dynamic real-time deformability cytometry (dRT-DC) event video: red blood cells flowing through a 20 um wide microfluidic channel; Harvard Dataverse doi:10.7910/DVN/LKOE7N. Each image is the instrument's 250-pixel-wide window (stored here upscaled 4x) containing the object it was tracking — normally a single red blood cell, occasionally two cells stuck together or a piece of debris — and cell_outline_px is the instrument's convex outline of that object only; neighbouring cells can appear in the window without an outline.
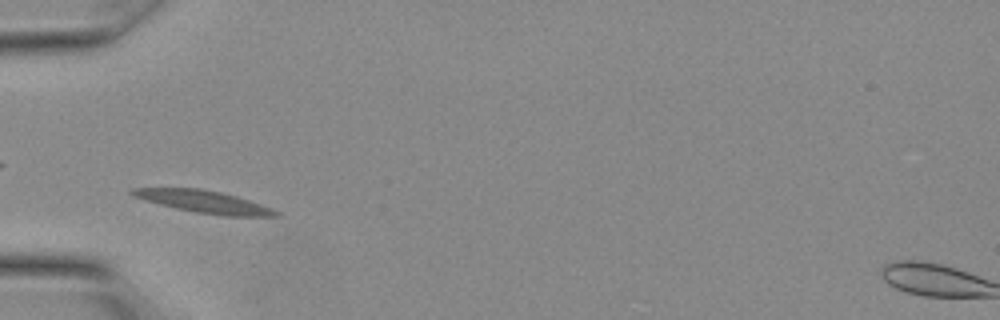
{"species": "Egyptian fruit bat (a non-hibernating species)", "species_latin": "Rousettus aegyptiacus", "temperature_condition": "warm", "stored_images_in_passage": 8, "camera_frame_rate_fps": 3000, "um_per_image_px": 0.085, "animal": {"sex": "female"}, "frame": {"image": 1, "passage_image": 3, "time_ms": 0.667, "image_size_px": [1000, 320], "cell_outline_px": [[280, 216], [220, 216], [196, 212], [176, 208], [144, 200], [132, 196], [128, 192], [132, 188], [200, 188], [220, 192], [236, 196], [272, 208], [280, 212]], "centroid_in_image_um": [17.32, 17.15], "position_along_channel_um": 67.7, "area_um2": 18.61}}
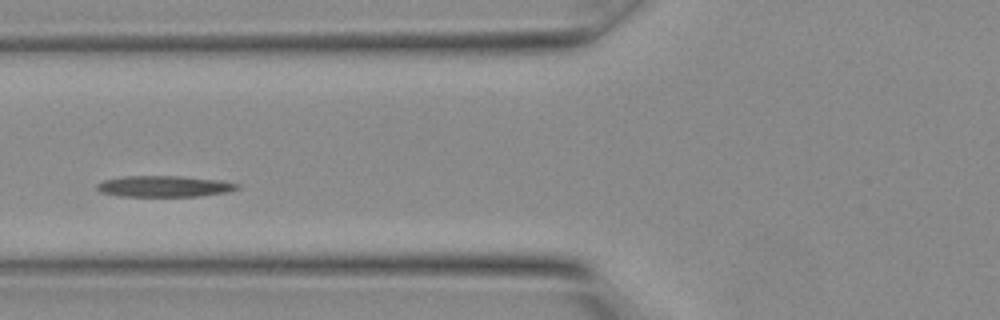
{"frame": {"image": 2, "passage_image": 5, "time_ms": 1.333, "image_size_px": [1000, 320], "cell_outline_px": [[240, 188], [228, 192], [200, 196], [120, 196], [100, 192], [96, 188], [96, 184], [104, 180], [124, 176], [180, 176], [220, 180], [240, 184]], "centroid_in_image_um": [13.98, 15.83], "position_along_channel_um": 111.8, "area_um2": 17.34}}
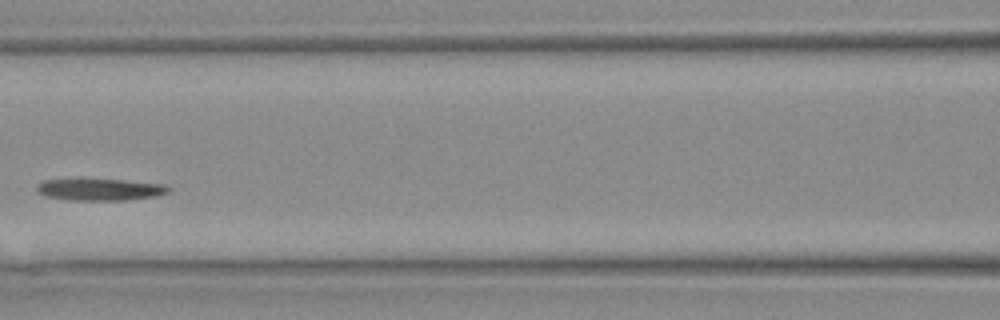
{"frame": {"image": 3, "passage_image": 7, "time_ms": 2.0, "image_size_px": [1000, 320], "cell_outline_px": [[172, 188], [168, 192], [156, 196], [124, 200], [68, 200], [44, 196], [36, 192], [36, 184], [44, 180], [124, 180], [168, 184]], "centroid_in_image_um": [8.52, 16.12], "position_along_channel_um": 158.1, "area_um2": 16.76}}